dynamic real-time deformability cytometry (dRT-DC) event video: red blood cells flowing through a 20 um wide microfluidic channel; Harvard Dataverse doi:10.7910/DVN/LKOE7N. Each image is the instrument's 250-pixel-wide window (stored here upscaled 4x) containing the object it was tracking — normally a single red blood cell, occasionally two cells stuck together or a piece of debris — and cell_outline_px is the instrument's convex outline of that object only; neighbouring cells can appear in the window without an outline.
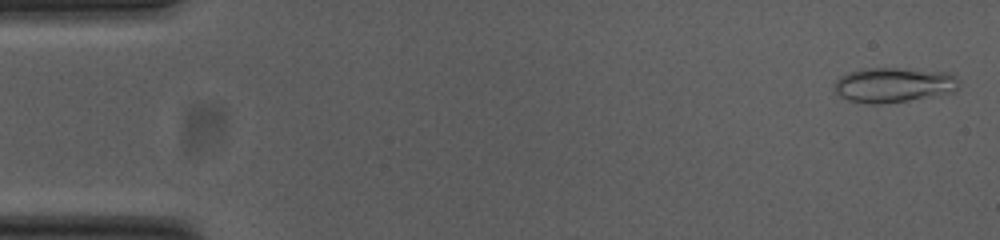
{"species": "common noctule bat (a hibernating species)", "species_latin": "Nyctalus noctula", "temperature_condition": "cold", "stored_images_in_passage": 53, "camera_frame_rate_fps": 3000, "um_per_image_px": 0.085, "animal": {"sex": "female", "body_mass_g": 23.0, "forearm_length_mm": 53.4}, "frame": {"image": 1, "passage_image": 2, "time_ms": 0.333, "image_size_px": [1000, 240], "cell_outline_px": [[960, 84], [952, 92], [936, 96], [880, 104], [868, 104], [848, 100], [840, 96], [836, 92], [836, 80], [840, 76], [848, 72], [868, 68], [900, 68], [948, 72], [956, 76], [960, 80]], "centroid_in_image_um": [75.99, 7.21], "position_along_channel_um": 9.0, "area_um2": 25.37}}
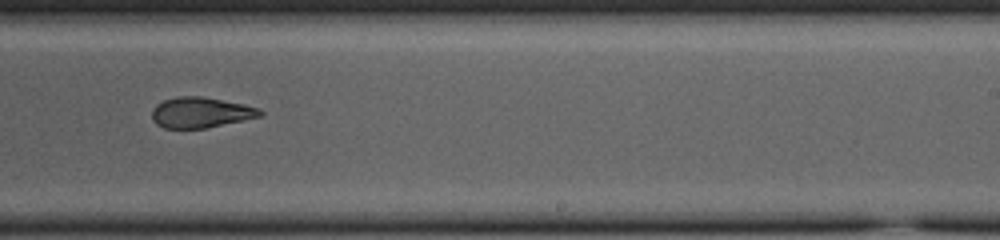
{"frame": {"image": 2, "passage_image": 33, "time_ms": 10.667, "image_size_px": [1000, 240], "cell_outline_px": [[264, 116], [204, 128], [164, 128], [156, 124], [152, 120], [152, 108], [156, 104], [164, 100], [176, 96], [200, 96], [244, 104], [260, 108], [264, 112]], "centroid_in_image_um": [17.07, 9.56], "position_along_channel_um": 271.9, "area_um2": 19.36}}
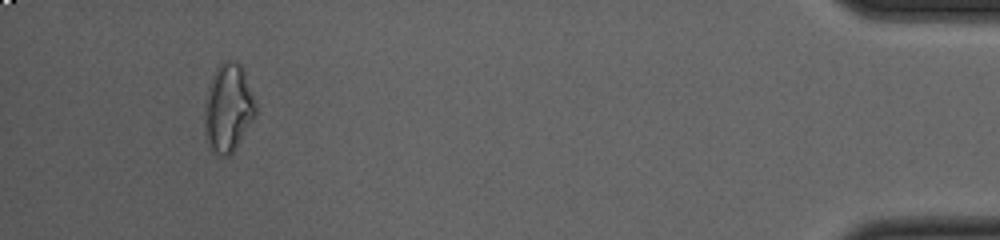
{"frame": {"image": 3, "passage_image": 50, "time_ms": 16.333, "image_size_px": [1000, 240], "cell_outline_px": [[256, 116], [236, 148], [228, 156], [220, 156], [208, 148], [204, 132], [204, 104], [208, 88], [212, 76], [216, 68], [224, 60], [236, 60], [244, 68], [256, 100]], "centroid_in_image_um": [19.4, 9.17], "position_along_channel_um": 415.8, "area_um2": 26.99}, "authors_computed_cell_mechanics": {"area_um2": 21.5594, "velocity_mm_per_s": 3.8057, "shape_relaxation_time_tau1_ms": null, "shape_relaxation_time_tau2_ms": 2.9837, "deformation_change_tau1": null, "deformation_change_tau2": 0.0906}}